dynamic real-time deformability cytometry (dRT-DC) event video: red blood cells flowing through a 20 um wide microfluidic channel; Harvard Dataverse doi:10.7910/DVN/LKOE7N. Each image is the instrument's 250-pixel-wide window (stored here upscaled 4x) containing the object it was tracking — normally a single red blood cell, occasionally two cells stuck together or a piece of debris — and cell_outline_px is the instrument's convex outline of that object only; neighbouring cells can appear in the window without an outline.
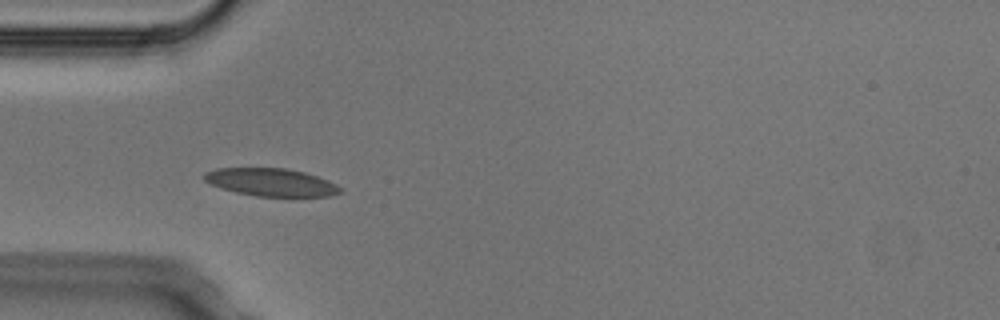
{"species": "Egyptian fruit bat (a non-hibernating species)", "species_latin": "Rousettus aegyptiacus", "temperature_condition": "cold", "stored_images_in_passage": 4, "camera_frame_rate_fps": 3000, "um_per_image_px": 0.085, "animal": {"sex": "male"}, "frame": {"image": 1, "passage_image": 3, "time_ms": 0.667, "image_size_px": [1000, 320], "cell_outline_px": [[344, 192], [332, 196], [256, 196], [236, 192], [220, 188], [204, 180], [204, 172], [216, 168], [284, 168], [304, 172], [328, 180], [344, 188]], "centroid_in_image_um": [23.08, 15.49], "position_along_channel_um": 61.9, "area_um2": 22.08}}
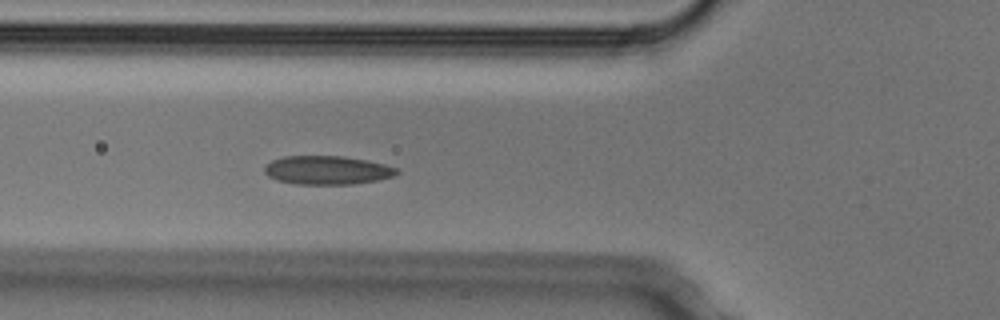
{"frame": {"image": 2, "passage_image": 4, "time_ms": 1.0, "image_size_px": [1000, 320], "cell_outline_px": [[400, 172], [396, 176], [376, 180], [352, 184], [296, 184], [276, 180], [268, 176], [264, 172], [264, 168], [272, 160], [284, 156], [344, 156], [368, 160], [400, 168]], "centroid_in_image_um": [27.85, 14.46], "position_along_channel_um": 97.9, "area_um2": 22.25}}